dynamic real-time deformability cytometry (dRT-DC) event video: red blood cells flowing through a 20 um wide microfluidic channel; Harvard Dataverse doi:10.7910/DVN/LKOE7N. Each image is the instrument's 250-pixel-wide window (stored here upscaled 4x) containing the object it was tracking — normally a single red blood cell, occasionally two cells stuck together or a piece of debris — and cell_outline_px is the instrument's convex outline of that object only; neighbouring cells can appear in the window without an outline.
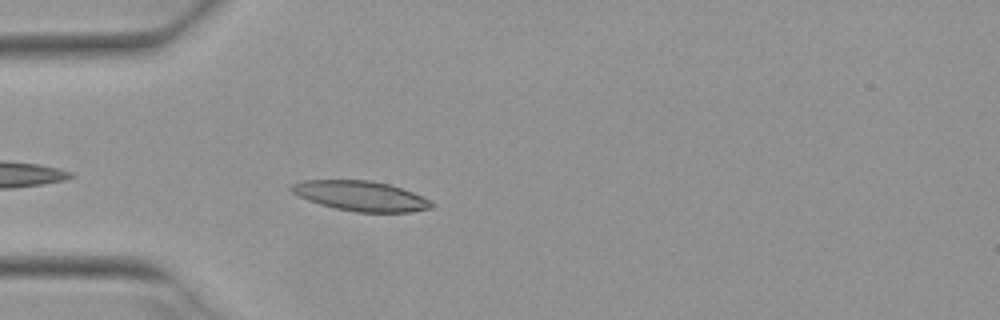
{"species": "Egyptian fruit bat (a non-hibernating species)", "species_latin": "Rousettus aegyptiacus", "temperature_condition": "warm", "stored_images_in_passage": 16, "camera_frame_rate_fps": 3000, "um_per_image_px": 0.085, "animal": {"sex": "female"}, "frame": {"image": 1, "passage_image": 3, "time_ms": 0.667, "image_size_px": [1000, 320], "cell_outline_px": [[436, 204], [432, 208], [412, 212], [356, 212], [336, 208], [320, 204], [308, 200], [292, 192], [288, 188], [292, 184], [304, 180], [372, 180], [388, 184], [412, 192], [432, 200]], "centroid_in_image_um": [30.7, 16.66], "position_along_channel_um": 54.3, "area_um2": 24.51}}
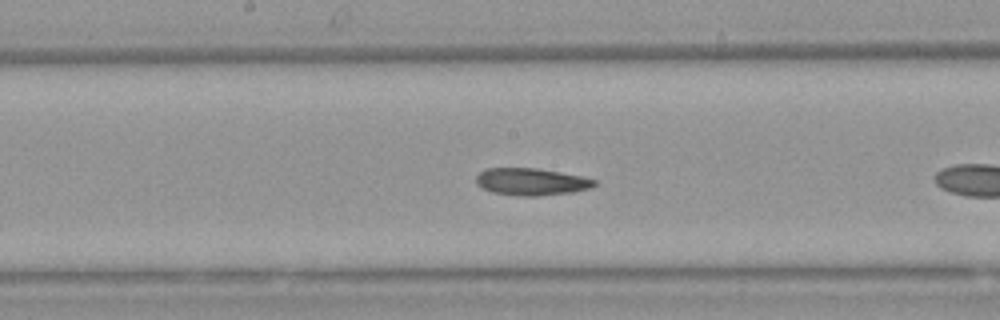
{"frame": {"image": 2, "passage_image": 12, "time_ms": 3.667, "image_size_px": [1000, 320], "cell_outline_px": [[596, 184], [592, 188], [572, 192], [536, 196], [516, 196], [492, 192], [476, 184], [476, 176], [480, 172], [488, 168], [536, 168], [580, 176], [596, 180]], "centroid_in_image_um": [45.15, 15.45], "position_along_channel_um": 203.1, "area_um2": 18.61}}